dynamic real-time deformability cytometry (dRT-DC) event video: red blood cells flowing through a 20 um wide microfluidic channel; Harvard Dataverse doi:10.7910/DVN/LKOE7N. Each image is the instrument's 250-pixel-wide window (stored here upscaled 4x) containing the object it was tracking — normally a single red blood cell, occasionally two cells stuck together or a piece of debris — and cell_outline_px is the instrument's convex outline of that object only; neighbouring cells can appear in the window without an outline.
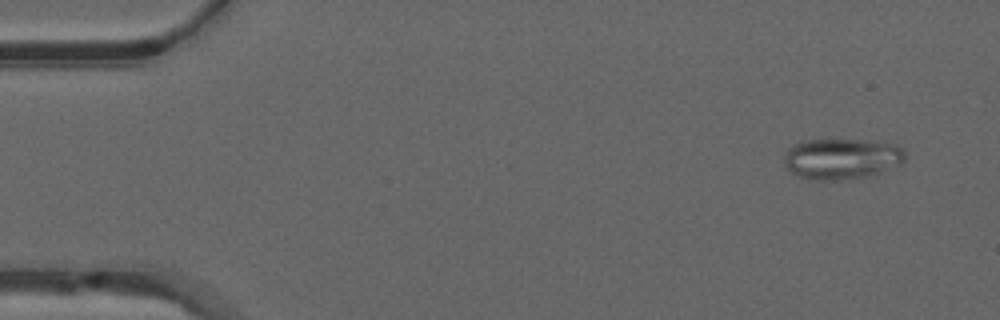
{"species": "common noctule bat (a hibernating species)", "species_latin": "Nyctalus noctula", "temperature_condition": "warm", "stored_images_in_passage": 48, "camera_frame_rate_fps": 3000, "um_per_image_px": 0.085, "animal": {"sex": "male", "forearm_length_mm": 52.5}, "frame": {"image": 1, "passage_image": 1, "time_ms": 0.0, "image_size_px": [1000, 320], "cell_outline_px": [[904, 164], [872, 176], [840, 180], [820, 180], [800, 176], [792, 172], [784, 164], [784, 156], [788, 148], [800, 140], [872, 140], [892, 144], [900, 148], [904, 152]], "centroid_in_image_um": [71.57, 13.49], "position_along_channel_um": 13.4, "area_um2": 28.96}}
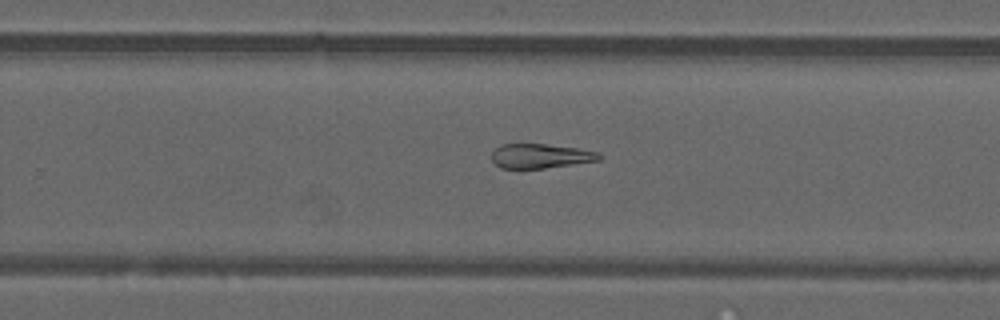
{"frame": {"image": 2, "passage_image": 30, "time_ms": 9.667, "image_size_px": [1000, 320], "cell_outline_px": [[600, 160], [544, 168], [500, 168], [492, 160], [492, 152], [500, 144], [544, 144], [576, 148], [600, 152]], "centroid_in_image_um": [45.92, 13.25], "position_along_channel_um": 283.9, "area_um2": 15.14}}
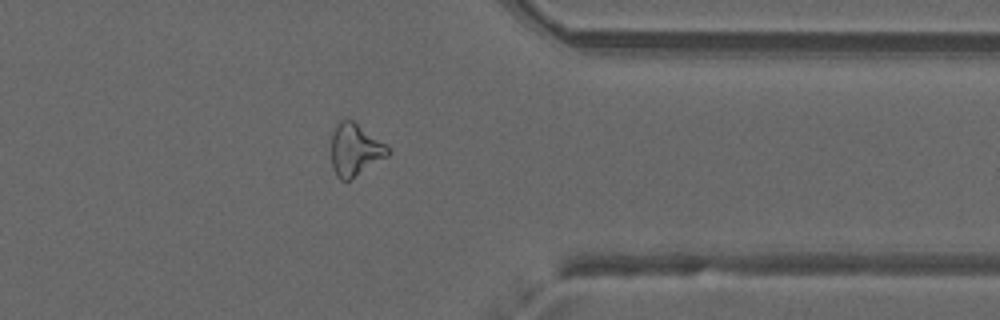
{"frame": {"image": 3, "passage_image": 38, "time_ms": 12.333, "image_size_px": [1000, 320], "cell_outline_px": [[392, 152], [388, 156], [352, 180], [340, 180], [336, 176], [332, 168], [332, 132], [336, 124], [340, 120], [352, 120], [384, 144]], "centroid_in_image_um": [30.16, 12.78], "position_along_channel_um": 381.2, "area_um2": 17.17}, "authors_computed_cell_mechanics": {"area_um2": 19.6809, "velocity_mm_per_s": 4.0149, "shape_relaxation_time_tau1_ms": null, "shape_relaxation_time_tau2_ms": 4.9687, "deformation_change_tau1": null, "deformation_change_tau2": 0.1369}}